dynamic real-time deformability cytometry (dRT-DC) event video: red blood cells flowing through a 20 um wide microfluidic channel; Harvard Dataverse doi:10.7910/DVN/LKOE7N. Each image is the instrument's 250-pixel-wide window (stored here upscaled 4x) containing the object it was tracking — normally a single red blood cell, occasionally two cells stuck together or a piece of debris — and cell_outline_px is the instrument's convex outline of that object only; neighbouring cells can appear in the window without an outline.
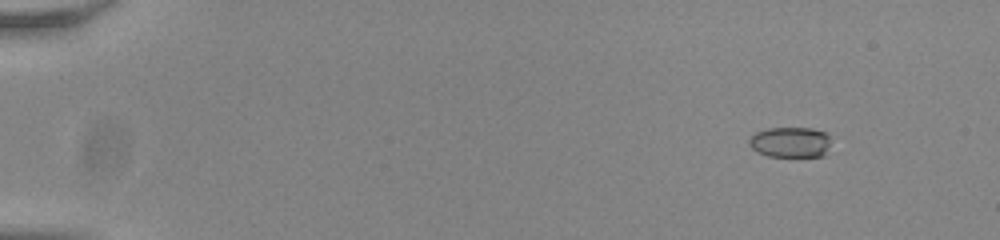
{"species": "common noctule bat (a hibernating species)", "species_latin": "Nyctalus noctula", "temperature_condition": "room temperature", "stored_images_in_passage": 21, "camera_frame_rate_fps": 3000, "um_per_image_px": 0.085, "animal": {"sex": "male", "body_mass_g": 20.0, "forearm_length_mm": 53.3}, "frame": {"image": 1, "passage_image": 7, "time_ms": 2.0, "image_size_px": [1000, 240], "cell_outline_px": [[828, 144], [824, 156], [768, 156], [756, 152], [748, 144], [748, 140], [756, 132], [768, 128], [812, 128], [824, 132], [828, 136]], "centroid_in_image_um": [67.13, 12.08], "position_along_channel_um": 17.9, "area_um2": 14.39}}
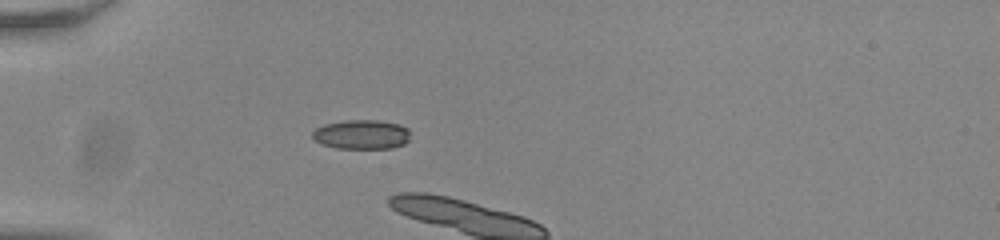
{"frame": {"image": 2, "passage_image": 19, "time_ms": 6.0, "image_size_px": [1000, 240], "cell_outline_px": [[408, 140], [404, 144], [392, 148], [336, 148], [320, 144], [312, 140], [312, 132], [316, 128], [324, 124], [348, 120], [376, 120], [400, 124], [408, 128]], "centroid_in_image_um": [30.7, 11.43], "position_along_channel_um": 54.3, "area_um2": 16.82}}